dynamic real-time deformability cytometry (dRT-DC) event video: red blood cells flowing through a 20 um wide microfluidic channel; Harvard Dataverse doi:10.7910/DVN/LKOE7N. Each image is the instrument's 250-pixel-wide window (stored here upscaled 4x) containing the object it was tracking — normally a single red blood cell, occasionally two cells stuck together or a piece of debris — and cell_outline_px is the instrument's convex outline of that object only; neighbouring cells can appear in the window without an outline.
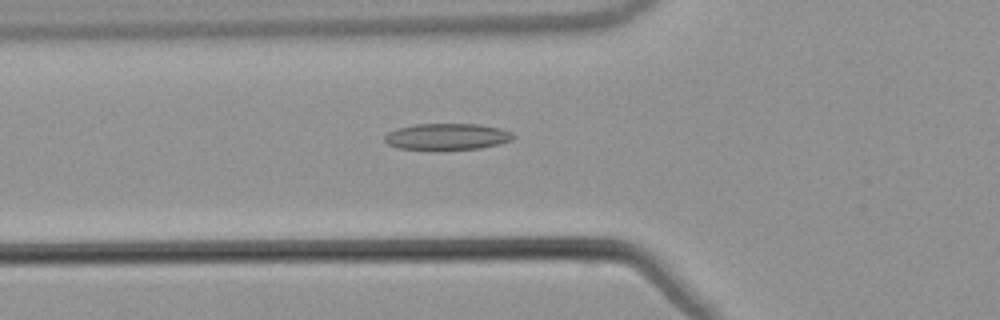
{"species": "common noctule bat (a hibernating species)", "species_latin": "Nyctalus noctula", "temperature_condition": "warm", "stored_images_in_passage": 54, "camera_frame_rate_fps": 3000, "um_per_image_px": 0.085, "animal": {"sex": "male", "body_mass_g": 21.5, "forearm_length_mm": 52.0}, "frame": {"image": 1, "passage_image": 20, "time_ms": 6.333, "image_size_px": [1000, 320], "cell_outline_px": [[516, 136], [512, 140], [500, 144], [480, 148], [396, 148], [388, 144], [384, 140], [384, 136], [388, 132], [396, 128], [416, 124], [480, 124], [500, 128], [512, 132]], "centroid_in_image_um": [38.03, 11.58], "position_along_channel_um": 87.8, "area_um2": 19.48}}
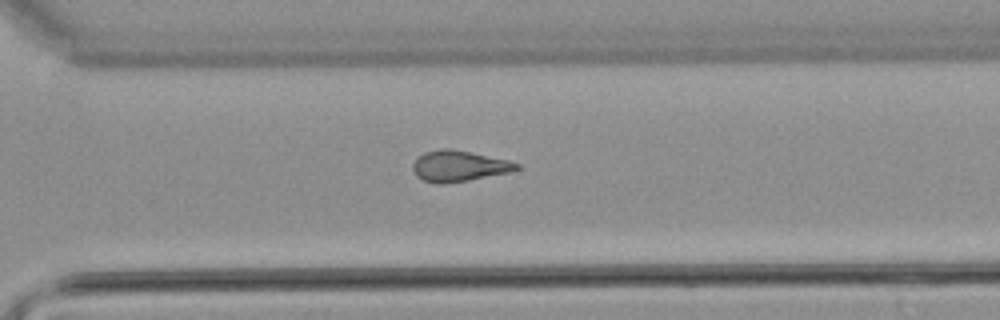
{"frame": {"image": 2, "passage_image": 39, "time_ms": 12.667, "image_size_px": [1000, 320], "cell_outline_px": [[520, 168], [508, 172], [468, 180], [444, 184], [436, 184], [424, 180], [416, 176], [412, 168], [412, 164], [424, 152], [440, 148], [448, 148], [508, 160], [520, 164]], "centroid_in_image_um": [38.97, 14.12], "position_along_channel_um": 331.6, "area_um2": 18.44}}
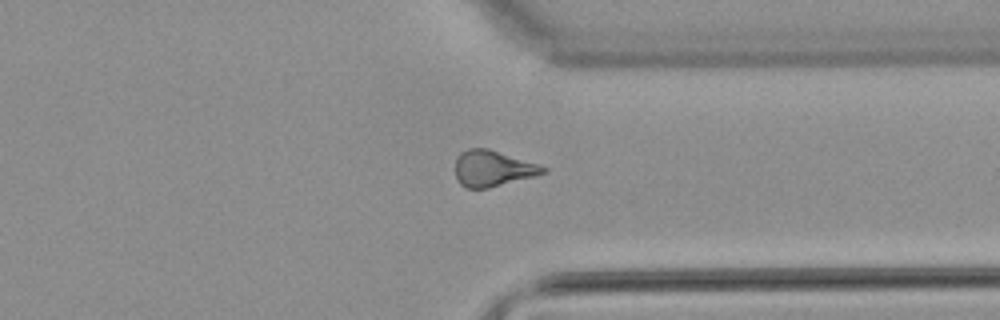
{"frame": {"image": 3, "passage_image": 42, "time_ms": 13.667, "image_size_px": [1000, 320], "cell_outline_px": [[548, 172], [536, 176], [488, 188], [464, 188], [456, 180], [456, 156], [460, 152], [468, 148], [488, 148], [548, 168]], "centroid_in_image_um": [41.85, 14.33], "position_along_channel_um": 369.5, "area_um2": 18.44}, "authors_computed_cell_mechanics": {"area_um2": 18.8139, "velocity_mm_per_s": 3.8484, "shape_relaxation_time_tau1_ms": null, "shape_relaxation_time_tau2_ms": 5.2948, "deformation_change_tau1": null, "deformation_change_tau2": 0.1631}}